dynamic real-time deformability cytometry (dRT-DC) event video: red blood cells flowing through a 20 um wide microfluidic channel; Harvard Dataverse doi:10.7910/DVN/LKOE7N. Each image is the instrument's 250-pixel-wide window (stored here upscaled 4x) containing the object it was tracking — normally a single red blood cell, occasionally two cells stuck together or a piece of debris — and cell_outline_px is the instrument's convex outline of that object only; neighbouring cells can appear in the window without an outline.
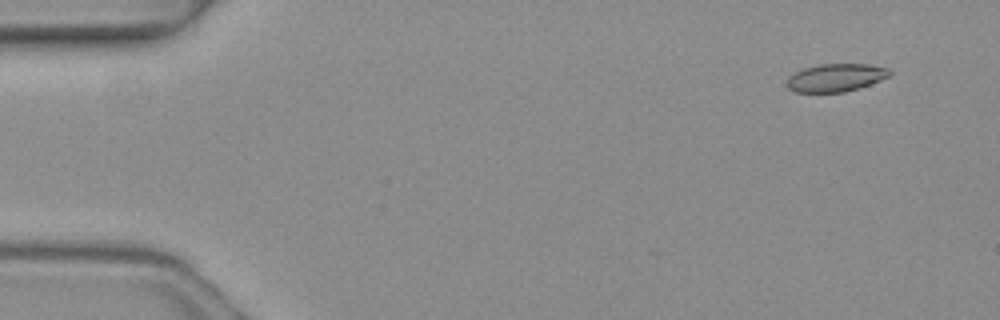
{"species": "common noctule bat (a hibernating species)", "species_latin": "Nyctalus noctula", "temperature_condition": "warm", "stored_images_in_passage": 4, "segment_of_instrument_passage": [2, 2], "camera_frame_rate_fps": 3000, "um_per_image_px": 0.085, "animal": {"sex": "female", "body_mass_g": 19.3, "forearm_length_mm": 54.1}, "frame": {"image": 1, "passage_image": 4, "time_ms": 1.0, "image_size_px": [1000, 320], "cell_outline_px": [[892, 72], [888, 76], [880, 80], [860, 88], [844, 92], [796, 92], [788, 88], [784, 84], [788, 76], [804, 68], [820, 64], [868, 64], [888, 68]], "centroid_in_image_um": [71.01, 6.6], "position_along_channel_um": 14.0, "area_um2": 16.76}}